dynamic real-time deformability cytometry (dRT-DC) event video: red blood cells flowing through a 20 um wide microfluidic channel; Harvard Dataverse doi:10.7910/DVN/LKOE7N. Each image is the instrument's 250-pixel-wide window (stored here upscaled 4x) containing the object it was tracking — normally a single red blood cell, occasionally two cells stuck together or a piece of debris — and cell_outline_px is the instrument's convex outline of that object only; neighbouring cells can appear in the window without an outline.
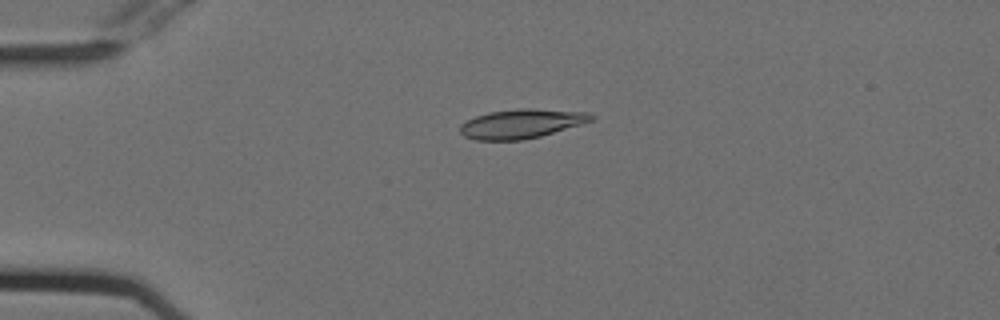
{"species": "Egyptian fruit bat (a non-hibernating species)", "species_latin": "Rousettus aegyptiacus", "temperature_condition": "cold", "stored_images_in_passage": 54, "camera_frame_rate_fps": 3000, "um_per_image_px": 0.085, "animal": {"sex": "female"}, "frame": {"image": 1, "passage_image": 13, "time_ms": 4.0, "image_size_px": [1000, 320], "cell_outline_px": [[596, 116], [592, 120], [580, 124], [540, 136], [524, 140], [476, 140], [464, 136], [460, 132], [460, 124], [476, 116], [488, 112], [520, 108], [532, 108], [588, 112]], "centroid_in_image_um": [44.31, 10.51], "position_along_channel_um": 40.7, "area_um2": 22.25}}
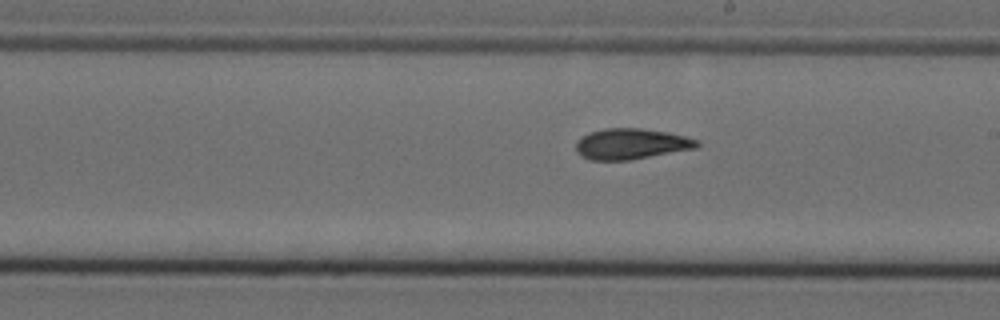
{"frame": {"image": 2, "passage_image": 31, "time_ms": 10.0, "image_size_px": [1000, 320], "cell_outline_px": [[700, 144], [696, 148], [628, 160], [588, 160], [580, 156], [576, 152], [576, 144], [584, 136], [592, 132], [604, 128], [640, 128], [668, 132], [700, 140]], "centroid_in_image_um": [53.66, 12.23], "position_along_channel_um": 235.3, "area_um2": 21.56}}
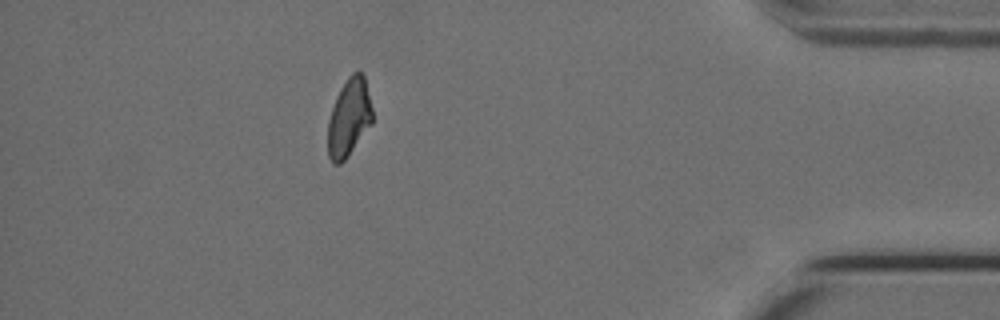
{"frame": {"image": 3, "passage_image": 48, "time_ms": 15.667, "image_size_px": [1000, 320], "cell_outline_px": [[372, 124], [348, 156], [340, 164], [332, 164], [328, 156], [328, 120], [336, 96], [340, 88], [348, 76], [352, 72], [360, 72], [364, 76], [372, 108]], "centroid_in_image_um": [29.65, 10.01], "position_along_channel_um": 405.5, "area_um2": 20.23}, "authors_computed_cell_mechanics": {"area_um2": 21.3571, "velocity_mm_per_s": 3.7715, "shape_relaxation_time_tau1_ms": 10.2724, "shape_relaxation_time_tau2_ms": 3.0018, "deformation_change_tau1": 0.2007, "deformation_change_tau2": 0.0805}}